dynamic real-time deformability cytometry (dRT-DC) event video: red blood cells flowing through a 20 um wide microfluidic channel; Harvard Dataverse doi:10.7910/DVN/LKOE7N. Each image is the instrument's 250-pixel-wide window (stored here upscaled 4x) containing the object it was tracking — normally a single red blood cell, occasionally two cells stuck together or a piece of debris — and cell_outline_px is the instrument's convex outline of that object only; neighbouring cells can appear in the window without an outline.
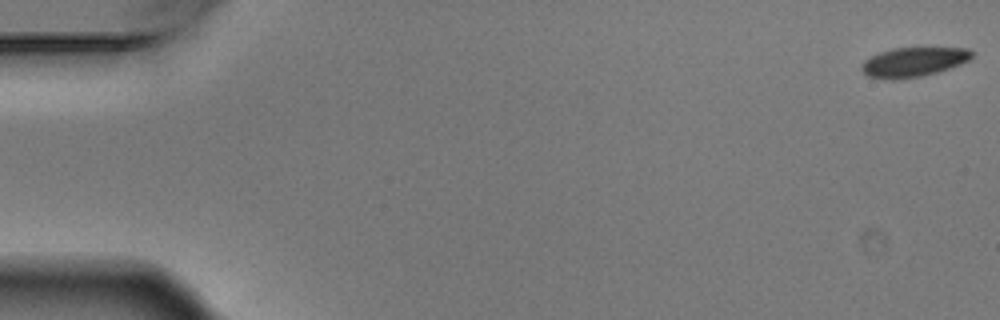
{"species": "Egyptian fruit bat (a non-hibernating species)", "species_latin": "Rousettus aegyptiacus", "temperature_condition": "warm", "stored_images_in_passage": 7, "camera_frame_rate_fps": 3000, "um_per_image_px": 0.085, "animal": {"sex": "male"}, "frame": {"image": 1, "passage_image": 1, "time_ms": 0.0, "image_size_px": [1000, 320], "cell_outline_px": [[976, 52], [968, 60], [960, 64], [936, 72], [920, 76], [896, 80], [892, 80], [868, 76], [860, 68], [864, 60], [880, 52], [892, 48], [968, 48]], "centroid_in_image_um": [77.65, 5.26], "position_along_channel_um": 7.4, "area_um2": 18.79}}
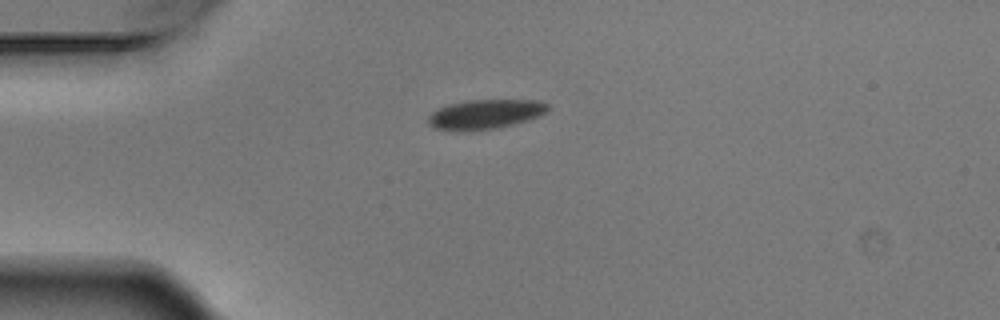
{"frame": {"image": 2, "passage_image": 5, "time_ms": 1.333, "image_size_px": [1000, 320], "cell_outline_px": [[548, 108], [544, 112], [536, 116], [512, 124], [496, 128], [436, 128], [428, 124], [428, 116], [436, 108], [448, 104], [468, 100], [540, 100], [548, 104]], "centroid_in_image_um": [41.24, 9.65], "position_along_channel_um": 43.8, "area_um2": 19.59}}
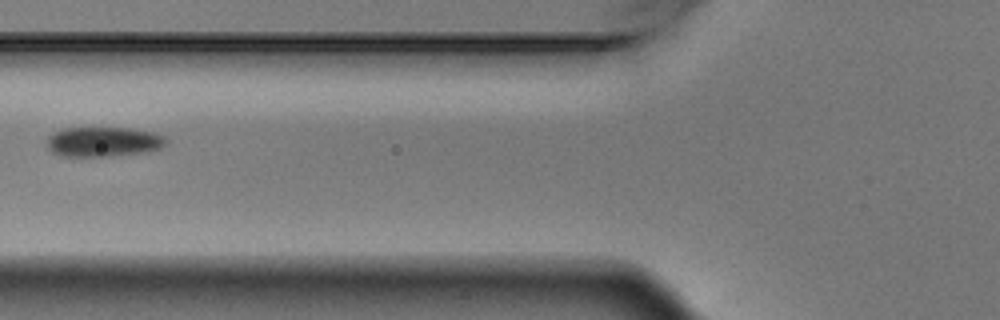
{"frame": {"image": 3, "passage_image": 7, "time_ms": 2.0, "image_size_px": [1000, 320], "cell_outline_px": [[168, 140], [160, 148], [140, 152], [104, 156], [64, 156], [52, 152], [48, 148], [48, 136], [64, 128], [132, 128], [152, 132], [164, 136]], "centroid_in_image_um": [8.78, 12.03], "position_along_channel_um": 117.0, "area_um2": 20.29}}